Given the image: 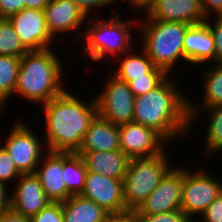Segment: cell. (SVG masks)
<instances>
[{
    "mask_svg": "<svg viewBox=\"0 0 222 222\" xmlns=\"http://www.w3.org/2000/svg\"><path fill=\"white\" fill-rule=\"evenodd\" d=\"M67 89L39 106L44 114L46 132L43 141L47 151L76 153L91 121L98 114L95 95L86 102Z\"/></svg>",
    "mask_w": 222,
    "mask_h": 222,
    "instance_id": "1",
    "label": "cell"
},
{
    "mask_svg": "<svg viewBox=\"0 0 222 222\" xmlns=\"http://www.w3.org/2000/svg\"><path fill=\"white\" fill-rule=\"evenodd\" d=\"M175 79L173 74L169 75L155 89L134 99L133 122L155 130L169 144L178 136L186 140L192 129L188 98L179 90L180 86Z\"/></svg>",
    "mask_w": 222,
    "mask_h": 222,
    "instance_id": "2",
    "label": "cell"
},
{
    "mask_svg": "<svg viewBox=\"0 0 222 222\" xmlns=\"http://www.w3.org/2000/svg\"><path fill=\"white\" fill-rule=\"evenodd\" d=\"M52 49L28 51L21 57L13 96L41 106L66 89L63 63Z\"/></svg>",
    "mask_w": 222,
    "mask_h": 222,
    "instance_id": "3",
    "label": "cell"
},
{
    "mask_svg": "<svg viewBox=\"0 0 222 222\" xmlns=\"http://www.w3.org/2000/svg\"><path fill=\"white\" fill-rule=\"evenodd\" d=\"M118 11L120 10L118 9L115 15L109 16V19L106 20L100 19V17H93L92 19L88 17L89 20L87 19L85 28L82 29V32L81 30L78 32L80 34L77 35V39L79 38L84 42L81 43L85 44L83 52L88 56L87 59H91L90 62L97 63V61L103 60L105 62L110 58V55L115 59L114 57L117 55L122 56V54L131 51L134 48V42H138L137 39L139 38L134 36V32L131 30L134 27L138 30L139 21L136 19L123 20V16L121 18Z\"/></svg>",
    "mask_w": 222,
    "mask_h": 222,
    "instance_id": "4",
    "label": "cell"
},
{
    "mask_svg": "<svg viewBox=\"0 0 222 222\" xmlns=\"http://www.w3.org/2000/svg\"><path fill=\"white\" fill-rule=\"evenodd\" d=\"M146 17V18H145ZM138 20L139 47L148 55L154 65L170 75L174 66L181 60L187 64L184 56L183 39L190 26L183 22L150 20L147 16ZM141 31V32H140Z\"/></svg>",
    "mask_w": 222,
    "mask_h": 222,
    "instance_id": "5",
    "label": "cell"
},
{
    "mask_svg": "<svg viewBox=\"0 0 222 222\" xmlns=\"http://www.w3.org/2000/svg\"><path fill=\"white\" fill-rule=\"evenodd\" d=\"M167 149L152 157L130 159L123 177V198L127 210L136 211L173 167Z\"/></svg>",
    "mask_w": 222,
    "mask_h": 222,
    "instance_id": "6",
    "label": "cell"
},
{
    "mask_svg": "<svg viewBox=\"0 0 222 222\" xmlns=\"http://www.w3.org/2000/svg\"><path fill=\"white\" fill-rule=\"evenodd\" d=\"M183 166L181 210L191 219L199 218L222 192V180L208 170L190 171Z\"/></svg>",
    "mask_w": 222,
    "mask_h": 222,
    "instance_id": "7",
    "label": "cell"
},
{
    "mask_svg": "<svg viewBox=\"0 0 222 222\" xmlns=\"http://www.w3.org/2000/svg\"><path fill=\"white\" fill-rule=\"evenodd\" d=\"M1 145L6 149L21 174L35 173L42 156L47 152L41 136L38 137L28 124L15 120Z\"/></svg>",
    "mask_w": 222,
    "mask_h": 222,
    "instance_id": "8",
    "label": "cell"
},
{
    "mask_svg": "<svg viewBox=\"0 0 222 222\" xmlns=\"http://www.w3.org/2000/svg\"><path fill=\"white\" fill-rule=\"evenodd\" d=\"M105 79L95 96L98 115L115 125L133 122L135 96L128 83L110 73Z\"/></svg>",
    "mask_w": 222,
    "mask_h": 222,
    "instance_id": "9",
    "label": "cell"
},
{
    "mask_svg": "<svg viewBox=\"0 0 222 222\" xmlns=\"http://www.w3.org/2000/svg\"><path fill=\"white\" fill-rule=\"evenodd\" d=\"M7 19L28 51L52 48L58 40L47 28L44 10L24 8Z\"/></svg>",
    "mask_w": 222,
    "mask_h": 222,
    "instance_id": "10",
    "label": "cell"
},
{
    "mask_svg": "<svg viewBox=\"0 0 222 222\" xmlns=\"http://www.w3.org/2000/svg\"><path fill=\"white\" fill-rule=\"evenodd\" d=\"M120 150L130 159L152 157L170 145L159 133L136 122L119 125Z\"/></svg>",
    "mask_w": 222,
    "mask_h": 222,
    "instance_id": "11",
    "label": "cell"
},
{
    "mask_svg": "<svg viewBox=\"0 0 222 222\" xmlns=\"http://www.w3.org/2000/svg\"><path fill=\"white\" fill-rule=\"evenodd\" d=\"M182 185L183 168L172 167L136 210V213L152 215L181 209Z\"/></svg>",
    "mask_w": 222,
    "mask_h": 222,
    "instance_id": "12",
    "label": "cell"
},
{
    "mask_svg": "<svg viewBox=\"0 0 222 222\" xmlns=\"http://www.w3.org/2000/svg\"><path fill=\"white\" fill-rule=\"evenodd\" d=\"M80 195L94 201L109 213L128 211L123 198V179L87 172L85 186Z\"/></svg>",
    "mask_w": 222,
    "mask_h": 222,
    "instance_id": "13",
    "label": "cell"
},
{
    "mask_svg": "<svg viewBox=\"0 0 222 222\" xmlns=\"http://www.w3.org/2000/svg\"><path fill=\"white\" fill-rule=\"evenodd\" d=\"M13 187L10 193V209L22 216L36 215L51 202L34 173L21 174Z\"/></svg>",
    "mask_w": 222,
    "mask_h": 222,
    "instance_id": "14",
    "label": "cell"
},
{
    "mask_svg": "<svg viewBox=\"0 0 222 222\" xmlns=\"http://www.w3.org/2000/svg\"><path fill=\"white\" fill-rule=\"evenodd\" d=\"M44 13L47 28L54 39L73 31L77 39L75 33L85 27L88 19L72 0H51L44 8Z\"/></svg>",
    "mask_w": 222,
    "mask_h": 222,
    "instance_id": "15",
    "label": "cell"
},
{
    "mask_svg": "<svg viewBox=\"0 0 222 222\" xmlns=\"http://www.w3.org/2000/svg\"><path fill=\"white\" fill-rule=\"evenodd\" d=\"M51 202H65L72 194L63 180V152L47 151L34 173Z\"/></svg>",
    "mask_w": 222,
    "mask_h": 222,
    "instance_id": "16",
    "label": "cell"
},
{
    "mask_svg": "<svg viewBox=\"0 0 222 222\" xmlns=\"http://www.w3.org/2000/svg\"><path fill=\"white\" fill-rule=\"evenodd\" d=\"M150 20L183 22L195 25L205 22L200 0H157L145 14Z\"/></svg>",
    "mask_w": 222,
    "mask_h": 222,
    "instance_id": "17",
    "label": "cell"
},
{
    "mask_svg": "<svg viewBox=\"0 0 222 222\" xmlns=\"http://www.w3.org/2000/svg\"><path fill=\"white\" fill-rule=\"evenodd\" d=\"M184 56L190 65L215 64L214 39L206 22L190 25L183 39Z\"/></svg>",
    "mask_w": 222,
    "mask_h": 222,
    "instance_id": "18",
    "label": "cell"
},
{
    "mask_svg": "<svg viewBox=\"0 0 222 222\" xmlns=\"http://www.w3.org/2000/svg\"><path fill=\"white\" fill-rule=\"evenodd\" d=\"M120 149L119 125L96 115L77 152L116 151Z\"/></svg>",
    "mask_w": 222,
    "mask_h": 222,
    "instance_id": "19",
    "label": "cell"
},
{
    "mask_svg": "<svg viewBox=\"0 0 222 222\" xmlns=\"http://www.w3.org/2000/svg\"><path fill=\"white\" fill-rule=\"evenodd\" d=\"M76 153L82 156L87 172H95L115 179H123L126 175L130 158L120 149Z\"/></svg>",
    "mask_w": 222,
    "mask_h": 222,
    "instance_id": "20",
    "label": "cell"
},
{
    "mask_svg": "<svg viewBox=\"0 0 222 222\" xmlns=\"http://www.w3.org/2000/svg\"><path fill=\"white\" fill-rule=\"evenodd\" d=\"M136 49L137 51L131 50L124 53L119 61V66L116 64L117 67L115 66L113 72L110 73L126 83L134 78L146 77L147 73H166L161 68L156 67L141 48H139V52L138 48Z\"/></svg>",
    "mask_w": 222,
    "mask_h": 222,
    "instance_id": "21",
    "label": "cell"
},
{
    "mask_svg": "<svg viewBox=\"0 0 222 222\" xmlns=\"http://www.w3.org/2000/svg\"><path fill=\"white\" fill-rule=\"evenodd\" d=\"M201 112H207L209 117H207L209 122L205 129V144H203L205 146L203 152H201L204 158H208L210 155L214 156L213 154L217 155L222 151V105L206 109H188L191 127H193L192 123H195L198 115L201 116Z\"/></svg>",
    "mask_w": 222,
    "mask_h": 222,
    "instance_id": "22",
    "label": "cell"
},
{
    "mask_svg": "<svg viewBox=\"0 0 222 222\" xmlns=\"http://www.w3.org/2000/svg\"><path fill=\"white\" fill-rule=\"evenodd\" d=\"M62 212L64 222H103L110 214L94 201L81 195H72L62 202Z\"/></svg>",
    "mask_w": 222,
    "mask_h": 222,
    "instance_id": "23",
    "label": "cell"
},
{
    "mask_svg": "<svg viewBox=\"0 0 222 222\" xmlns=\"http://www.w3.org/2000/svg\"><path fill=\"white\" fill-rule=\"evenodd\" d=\"M203 72V99L197 104L188 99V109H206L222 105V65L210 64ZM204 83V84H203ZM194 103V104H193Z\"/></svg>",
    "mask_w": 222,
    "mask_h": 222,
    "instance_id": "24",
    "label": "cell"
},
{
    "mask_svg": "<svg viewBox=\"0 0 222 222\" xmlns=\"http://www.w3.org/2000/svg\"><path fill=\"white\" fill-rule=\"evenodd\" d=\"M63 174L67 190L72 195H80L85 186L87 168L81 155L63 152Z\"/></svg>",
    "mask_w": 222,
    "mask_h": 222,
    "instance_id": "25",
    "label": "cell"
},
{
    "mask_svg": "<svg viewBox=\"0 0 222 222\" xmlns=\"http://www.w3.org/2000/svg\"><path fill=\"white\" fill-rule=\"evenodd\" d=\"M20 59L19 57L0 55V114L14 95Z\"/></svg>",
    "mask_w": 222,
    "mask_h": 222,
    "instance_id": "26",
    "label": "cell"
},
{
    "mask_svg": "<svg viewBox=\"0 0 222 222\" xmlns=\"http://www.w3.org/2000/svg\"><path fill=\"white\" fill-rule=\"evenodd\" d=\"M27 52L9 20L0 18V55L21 58Z\"/></svg>",
    "mask_w": 222,
    "mask_h": 222,
    "instance_id": "27",
    "label": "cell"
},
{
    "mask_svg": "<svg viewBox=\"0 0 222 222\" xmlns=\"http://www.w3.org/2000/svg\"><path fill=\"white\" fill-rule=\"evenodd\" d=\"M169 75L167 73H147L146 77L134 78L128 82L135 97L146 94L159 86Z\"/></svg>",
    "mask_w": 222,
    "mask_h": 222,
    "instance_id": "28",
    "label": "cell"
},
{
    "mask_svg": "<svg viewBox=\"0 0 222 222\" xmlns=\"http://www.w3.org/2000/svg\"><path fill=\"white\" fill-rule=\"evenodd\" d=\"M21 173L17 170L13 160L3 146H0V182L8 185L14 184ZM14 181V182H13Z\"/></svg>",
    "mask_w": 222,
    "mask_h": 222,
    "instance_id": "29",
    "label": "cell"
},
{
    "mask_svg": "<svg viewBox=\"0 0 222 222\" xmlns=\"http://www.w3.org/2000/svg\"><path fill=\"white\" fill-rule=\"evenodd\" d=\"M30 222H64L62 203L50 202L36 215L29 217Z\"/></svg>",
    "mask_w": 222,
    "mask_h": 222,
    "instance_id": "30",
    "label": "cell"
},
{
    "mask_svg": "<svg viewBox=\"0 0 222 222\" xmlns=\"http://www.w3.org/2000/svg\"><path fill=\"white\" fill-rule=\"evenodd\" d=\"M137 215L140 222H191V219L181 209L160 214Z\"/></svg>",
    "mask_w": 222,
    "mask_h": 222,
    "instance_id": "31",
    "label": "cell"
},
{
    "mask_svg": "<svg viewBox=\"0 0 222 222\" xmlns=\"http://www.w3.org/2000/svg\"><path fill=\"white\" fill-rule=\"evenodd\" d=\"M205 22L214 39L215 64L222 65V17H209Z\"/></svg>",
    "mask_w": 222,
    "mask_h": 222,
    "instance_id": "32",
    "label": "cell"
},
{
    "mask_svg": "<svg viewBox=\"0 0 222 222\" xmlns=\"http://www.w3.org/2000/svg\"><path fill=\"white\" fill-rule=\"evenodd\" d=\"M72 1L83 11V13H85L87 17L90 16L92 18L93 16L98 14L97 11L99 9L108 8V6L109 9H111L110 6L114 8V5L116 6L117 2L121 3L120 1L122 0H72ZM92 10L94 15H92Z\"/></svg>",
    "mask_w": 222,
    "mask_h": 222,
    "instance_id": "33",
    "label": "cell"
},
{
    "mask_svg": "<svg viewBox=\"0 0 222 222\" xmlns=\"http://www.w3.org/2000/svg\"><path fill=\"white\" fill-rule=\"evenodd\" d=\"M199 218L201 222H222V192Z\"/></svg>",
    "mask_w": 222,
    "mask_h": 222,
    "instance_id": "34",
    "label": "cell"
},
{
    "mask_svg": "<svg viewBox=\"0 0 222 222\" xmlns=\"http://www.w3.org/2000/svg\"><path fill=\"white\" fill-rule=\"evenodd\" d=\"M24 8V0H0V18H8Z\"/></svg>",
    "mask_w": 222,
    "mask_h": 222,
    "instance_id": "35",
    "label": "cell"
},
{
    "mask_svg": "<svg viewBox=\"0 0 222 222\" xmlns=\"http://www.w3.org/2000/svg\"><path fill=\"white\" fill-rule=\"evenodd\" d=\"M204 15L209 17H222V0H200Z\"/></svg>",
    "mask_w": 222,
    "mask_h": 222,
    "instance_id": "36",
    "label": "cell"
},
{
    "mask_svg": "<svg viewBox=\"0 0 222 222\" xmlns=\"http://www.w3.org/2000/svg\"><path fill=\"white\" fill-rule=\"evenodd\" d=\"M103 222H140L136 211L110 213Z\"/></svg>",
    "mask_w": 222,
    "mask_h": 222,
    "instance_id": "37",
    "label": "cell"
},
{
    "mask_svg": "<svg viewBox=\"0 0 222 222\" xmlns=\"http://www.w3.org/2000/svg\"><path fill=\"white\" fill-rule=\"evenodd\" d=\"M11 188L0 182V213L10 210V193Z\"/></svg>",
    "mask_w": 222,
    "mask_h": 222,
    "instance_id": "38",
    "label": "cell"
},
{
    "mask_svg": "<svg viewBox=\"0 0 222 222\" xmlns=\"http://www.w3.org/2000/svg\"><path fill=\"white\" fill-rule=\"evenodd\" d=\"M128 1V4L131 8V10L136 9L138 12L146 14L150 8L156 3L157 0H125V2ZM140 9V11H139Z\"/></svg>",
    "mask_w": 222,
    "mask_h": 222,
    "instance_id": "39",
    "label": "cell"
},
{
    "mask_svg": "<svg viewBox=\"0 0 222 222\" xmlns=\"http://www.w3.org/2000/svg\"><path fill=\"white\" fill-rule=\"evenodd\" d=\"M0 222H30L29 217L13 212L11 209L0 213Z\"/></svg>",
    "mask_w": 222,
    "mask_h": 222,
    "instance_id": "40",
    "label": "cell"
},
{
    "mask_svg": "<svg viewBox=\"0 0 222 222\" xmlns=\"http://www.w3.org/2000/svg\"><path fill=\"white\" fill-rule=\"evenodd\" d=\"M51 0H24L25 8L44 10Z\"/></svg>",
    "mask_w": 222,
    "mask_h": 222,
    "instance_id": "41",
    "label": "cell"
},
{
    "mask_svg": "<svg viewBox=\"0 0 222 222\" xmlns=\"http://www.w3.org/2000/svg\"><path fill=\"white\" fill-rule=\"evenodd\" d=\"M191 222H201V221L199 220V218H196V219L191 220Z\"/></svg>",
    "mask_w": 222,
    "mask_h": 222,
    "instance_id": "42",
    "label": "cell"
}]
</instances>
